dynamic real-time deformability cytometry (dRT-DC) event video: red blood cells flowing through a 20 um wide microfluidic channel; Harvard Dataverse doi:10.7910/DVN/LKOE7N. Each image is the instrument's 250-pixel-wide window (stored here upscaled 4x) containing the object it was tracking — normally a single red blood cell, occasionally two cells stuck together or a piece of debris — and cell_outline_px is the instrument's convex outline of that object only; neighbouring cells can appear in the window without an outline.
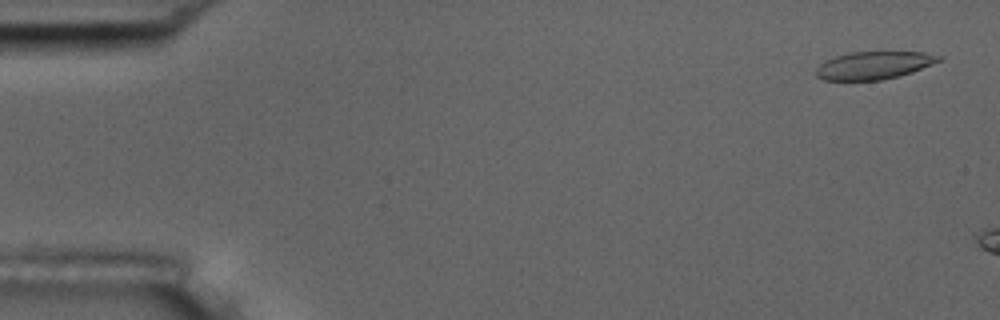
{"species": "common noctule bat (a hibernating species)", "species_latin": "Nyctalus noctula", "temperature_condition": "room temperature", "stored_images_in_passage": 5, "segment_of_instrument_passage": [2, 2], "camera_frame_rate_fps": 3000, "um_per_image_px": 0.085, "animal": {"sex": "male", "body_mass_g": 17.5, "forearm_length_mm": 52.3}, "frame": {"image": 1, "passage_image": 5, "time_ms": 5.333, "image_size_px": [1000, 320], "cell_outline_px": [[944, 56], [940, 60], [932, 64], [912, 72], [900, 76], [880, 80], [824, 80], [816, 76], [816, 68], [824, 60], [848, 52], [924, 52]], "centroid_in_image_um": [74.27, 5.55], "position_along_channel_um": 10.7, "area_um2": 19.88}}